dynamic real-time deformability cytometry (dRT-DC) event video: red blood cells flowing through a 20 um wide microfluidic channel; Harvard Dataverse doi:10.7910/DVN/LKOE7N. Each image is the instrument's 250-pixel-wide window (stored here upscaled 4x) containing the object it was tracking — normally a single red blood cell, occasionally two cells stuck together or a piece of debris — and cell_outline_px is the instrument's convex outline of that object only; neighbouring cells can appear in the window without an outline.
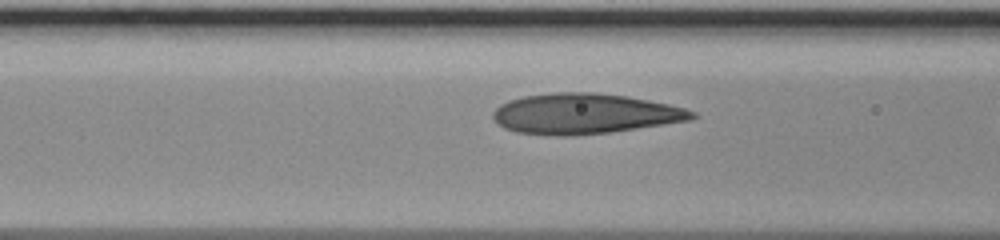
{"species": "human", "species_latin": "Homo sapiens", "temperature_condition": "room temperature", "stored_images_in_passage": 15, "camera_frame_rate_fps": 3000, "um_per_image_px": 0.085, "donor": {"sex": "male"}, "frame": {"image": 1, "passage_image": 13, "time_ms": 4.0, "image_size_px": [1000, 240], "cell_outline_px": [[696, 116], [692, 120], [608, 132], [572, 136], [556, 136], [516, 132], [504, 128], [496, 124], [492, 116], [492, 112], [500, 104], [508, 100], [524, 96], [552, 92], [592, 92], [624, 96], [668, 104], [684, 108], [696, 112]], "centroid_in_image_um": [49.63, 9.67], "position_along_channel_um": 117.0, "area_um2": 46.82}}